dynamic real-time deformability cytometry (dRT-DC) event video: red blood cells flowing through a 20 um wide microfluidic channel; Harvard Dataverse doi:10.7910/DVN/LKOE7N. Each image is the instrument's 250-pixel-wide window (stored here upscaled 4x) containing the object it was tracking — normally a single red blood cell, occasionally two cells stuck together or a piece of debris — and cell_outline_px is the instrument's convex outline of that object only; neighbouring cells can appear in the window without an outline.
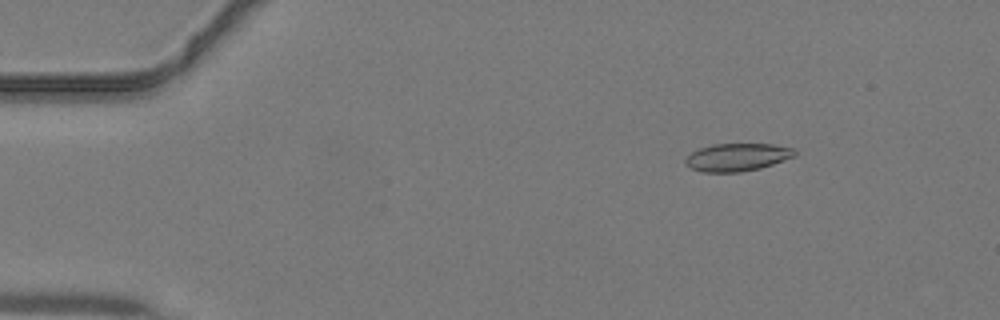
{"species": "common noctule bat (a hibernating species)", "species_latin": "Nyctalus noctula", "temperature_condition": "warm", "stored_images_in_passage": 45, "camera_frame_rate_fps": 3000, "um_per_image_px": 0.085, "animal": {"sex": "male", "body_mass_g": 19.2, "forearm_length_mm": 51.8}, "frame": {"image": 1, "passage_image": 7, "time_ms": 2.0, "image_size_px": [1000, 320], "cell_outline_px": [[796, 156], [760, 168], [740, 172], [700, 172], [684, 164], [684, 160], [692, 152], [700, 148], [712, 144], [772, 144], [792, 148], [796, 152]], "centroid_in_image_um": [62.64, 13.36], "position_along_channel_um": 22.4, "area_um2": 17.63}}
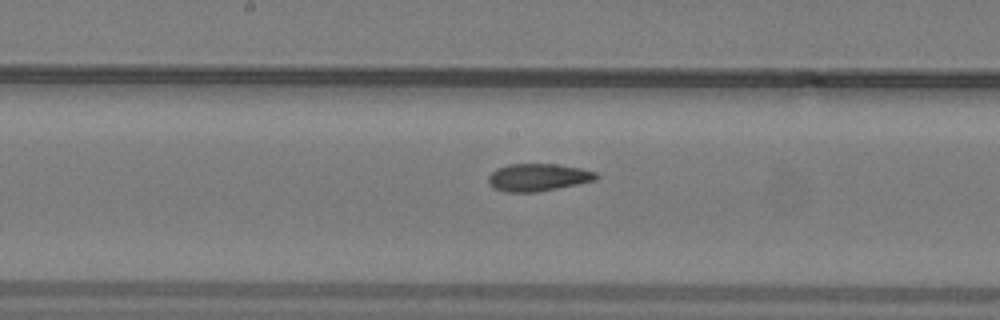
{"frame": {"image": 2, "passage_image": 24, "time_ms": 7.667, "image_size_px": [1000, 320], "cell_outline_px": [[600, 176], [596, 180], [536, 192], [504, 192], [492, 188], [488, 184], [488, 176], [496, 168], [508, 164], [556, 164], [580, 168], [596, 172]], "centroid_in_image_um": [45.69, 15.07], "position_along_channel_um": 202.5, "area_um2": 17.34}}
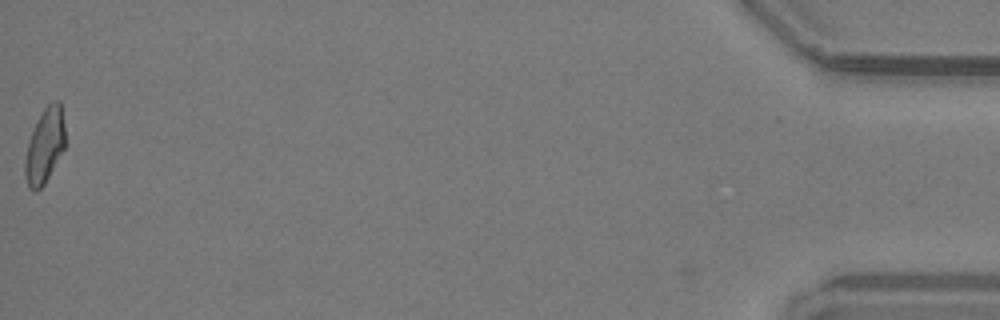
{"frame": {"image": 3, "passage_image": 45, "time_ms": 14.667, "image_size_px": [1000, 320], "cell_outline_px": [[64, 148], [44, 184], [40, 188], [28, 188], [24, 176], [24, 160], [28, 144], [32, 132], [44, 108], [52, 100], [60, 100], [64, 124]], "centroid_in_image_um": [3.79, 12.37], "position_along_channel_um": 431.4, "area_um2": 17.11}}